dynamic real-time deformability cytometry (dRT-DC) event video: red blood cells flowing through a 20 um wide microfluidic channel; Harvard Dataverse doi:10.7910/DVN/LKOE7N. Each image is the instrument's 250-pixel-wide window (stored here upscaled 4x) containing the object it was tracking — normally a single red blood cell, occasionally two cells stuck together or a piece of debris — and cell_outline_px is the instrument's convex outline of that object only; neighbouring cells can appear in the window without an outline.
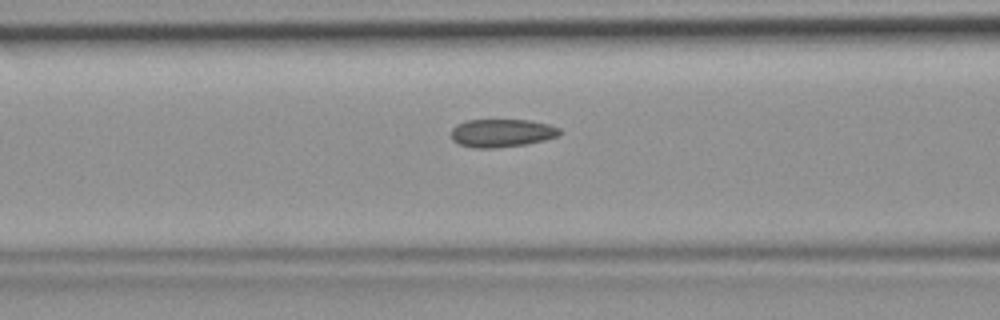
{"species": "common noctule bat (a hibernating species)", "species_latin": "Nyctalus noctula", "temperature_condition": "room temperature", "stored_images_in_passage": 40, "camera_frame_rate_fps": 3000, "um_per_image_px": 0.085, "animal": {"sex": "female", "body_mass_g": 19.9}, "frame": {"image": 1, "passage_image": 12, "time_ms": 3.667, "image_size_px": [1000, 320], "cell_outline_px": [[560, 132], [556, 136], [544, 140], [528, 144], [492, 148], [476, 148], [460, 144], [452, 140], [452, 128], [456, 124], [464, 120], [528, 120], [548, 124], [560, 128]], "centroid_in_image_um": [42.62, 11.3], "position_along_channel_um": 124.0, "area_um2": 17.69}}
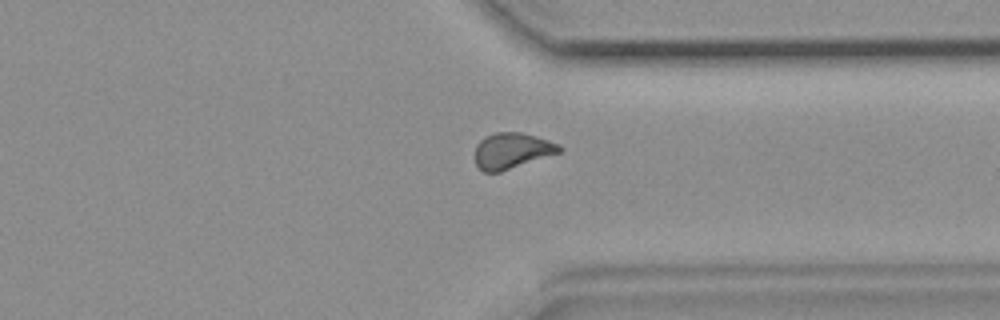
{"frame": {"image": 2, "passage_image": 29, "time_ms": 9.333, "image_size_px": [1000, 320], "cell_outline_px": [[564, 148], [560, 152], [500, 172], [484, 172], [476, 164], [476, 144], [484, 136], [496, 132], [520, 132], [536, 136], [560, 144]], "centroid_in_image_um": [43.52, 12.8], "position_along_channel_um": 367.9, "area_um2": 17.57}}
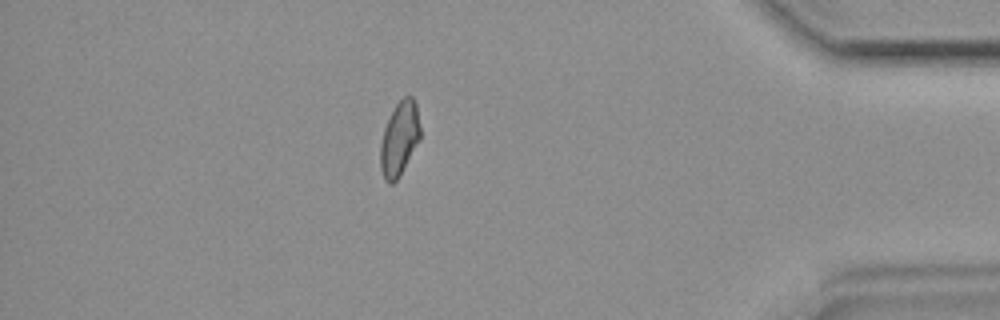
{"frame": {"image": 3, "passage_image": 34, "time_ms": 11.0, "image_size_px": [1000, 320], "cell_outline_px": [[420, 140], [396, 180], [392, 184], [388, 184], [384, 180], [380, 168], [380, 144], [384, 128], [396, 104], [404, 96], [412, 96], [416, 104], [420, 128]], "centroid_in_image_um": [33.94, 11.8], "position_along_channel_um": 401.3, "area_um2": 17.05}}